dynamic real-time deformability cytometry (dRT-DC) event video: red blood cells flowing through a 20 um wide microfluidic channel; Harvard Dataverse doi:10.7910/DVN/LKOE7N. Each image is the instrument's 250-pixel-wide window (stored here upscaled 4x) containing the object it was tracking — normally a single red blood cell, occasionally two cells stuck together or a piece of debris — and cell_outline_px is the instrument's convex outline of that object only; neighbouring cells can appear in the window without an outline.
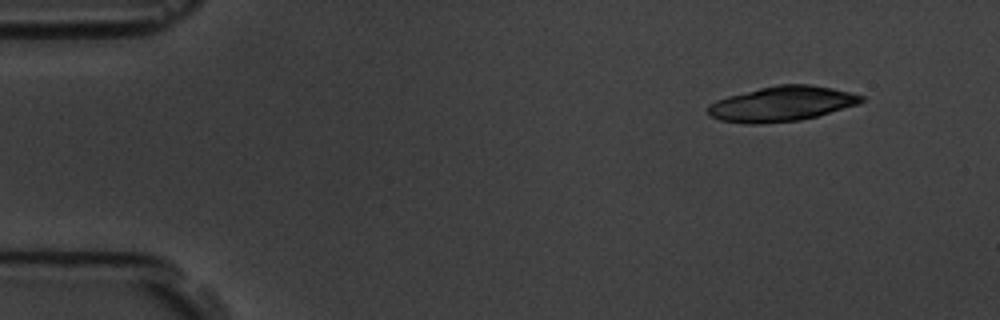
{"species": "common noctule bat (a hibernating species)", "species_latin": "Nyctalus noctula", "temperature_condition": "room temperature", "stored_images_in_passage": 5, "camera_frame_rate_fps": 3000, "um_per_image_px": 0.085, "animal": {"sex": "male", "body_mass_g": 19.5, "forearm_length_mm": 54.6}, "frame": {"image": 1, "passage_image": 1, "time_ms": 0.0, "image_size_px": [1000, 320], "cell_outline_px": [[864, 100], [856, 104], [816, 116], [800, 120], [760, 124], [748, 124], [720, 120], [708, 116], [708, 104], [716, 100], [728, 96], [760, 88], [780, 84], [808, 84], [832, 88], [864, 96]], "centroid_in_image_um": [66.39, 8.83], "position_along_channel_um": 18.6, "area_um2": 30.98}}